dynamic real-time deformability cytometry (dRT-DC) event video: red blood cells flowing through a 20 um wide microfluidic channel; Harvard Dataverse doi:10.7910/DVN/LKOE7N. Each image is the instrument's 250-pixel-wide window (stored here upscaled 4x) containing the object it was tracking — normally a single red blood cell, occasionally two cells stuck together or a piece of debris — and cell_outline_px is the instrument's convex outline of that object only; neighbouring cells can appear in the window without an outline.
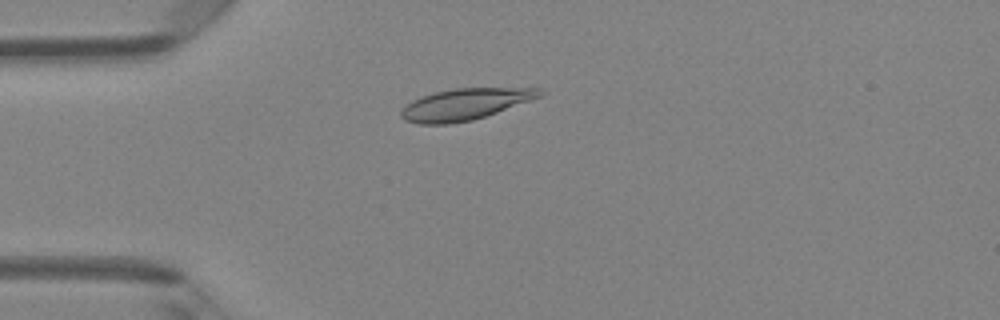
{"species": "Egyptian fruit bat (a non-hibernating species)", "species_latin": "Rousettus aegyptiacus", "temperature_condition": "room temperature", "stored_images_in_passage": 4, "camera_frame_rate_fps": 3000, "um_per_image_px": 0.085, "animal": {"sex": "female"}, "frame": {"image": 1, "passage_image": 4, "time_ms": 1.0, "image_size_px": [1000, 320], "cell_outline_px": [[544, 92], [540, 96], [496, 112], [472, 120], [448, 124], [420, 124], [404, 120], [400, 116], [400, 112], [412, 100], [420, 96], [452, 88], [540, 88]], "centroid_in_image_um": [39.47, 8.86], "position_along_channel_um": 45.5, "area_um2": 24.97}}